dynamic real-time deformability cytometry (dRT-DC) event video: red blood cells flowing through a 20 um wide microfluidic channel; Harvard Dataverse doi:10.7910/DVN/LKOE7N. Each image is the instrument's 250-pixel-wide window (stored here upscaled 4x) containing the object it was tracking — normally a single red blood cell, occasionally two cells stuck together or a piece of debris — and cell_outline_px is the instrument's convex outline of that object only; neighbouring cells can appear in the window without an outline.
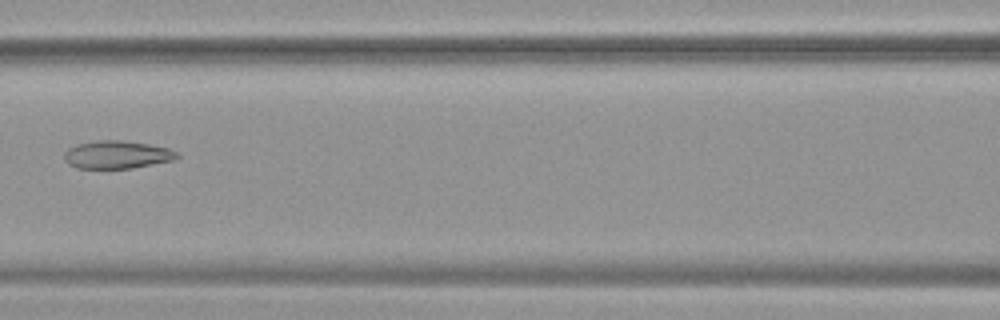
{"species": "common noctule bat (a hibernating species)", "species_latin": "Nyctalus noctula", "temperature_condition": "warm", "stored_images_in_passage": 7, "camera_frame_rate_fps": 3000, "um_per_image_px": 0.085, "animal": {"sex": "female", "body_mass_g": 19.9}, "frame": {"image": 1, "passage_image": 7, "time_ms": 2.0, "image_size_px": [1000, 320], "cell_outline_px": [[180, 156], [172, 160], [132, 168], [76, 168], [68, 164], [64, 160], [64, 152], [68, 148], [76, 144], [96, 140], [124, 140], [148, 144], [168, 148], [180, 152]], "centroid_in_image_um": [9.92, 13.14], "position_along_channel_um": 156.7, "area_um2": 18.44}}